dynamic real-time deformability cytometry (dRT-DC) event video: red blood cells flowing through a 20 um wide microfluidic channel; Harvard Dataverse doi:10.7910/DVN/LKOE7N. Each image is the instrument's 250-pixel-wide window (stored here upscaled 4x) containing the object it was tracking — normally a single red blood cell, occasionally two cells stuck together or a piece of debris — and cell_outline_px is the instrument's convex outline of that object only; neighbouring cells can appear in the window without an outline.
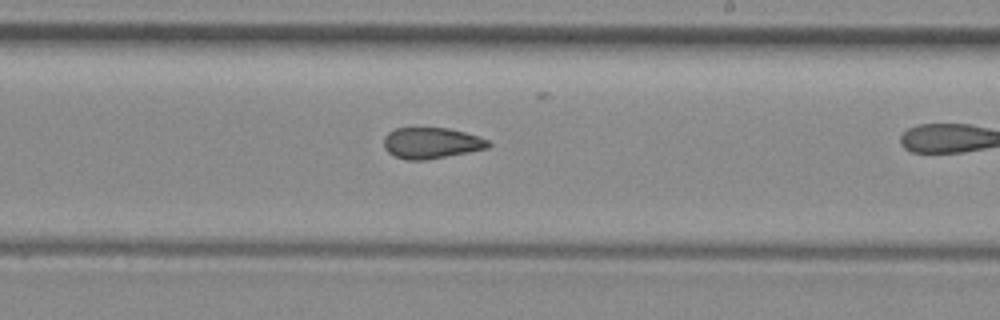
{"species": "common noctule bat (a hibernating species)", "species_latin": "Nyctalus noctula", "temperature_condition": "room temperature", "stored_images_in_passage": 16, "camera_frame_rate_fps": 3000, "um_per_image_px": 0.085, "animal": {"sex": "female", "body_mass_g": 29.2, "forearm_length_mm": 56.3}, "frame": {"image": 1, "passage_image": 12, "time_ms": 3.667, "image_size_px": [1000, 320], "cell_outline_px": [[492, 144], [488, 148], [468, 152], [424, 160], [408, 160], [396, 156], [388, 152], [384, 148], [384, 136], [388, 132], [396, 128], [448, 128], [464, 132], [488, 140]], "centroid_in_image_um": [36.65, 12.15], "position_along_channel_um": 252.4, "area_um2": 18.73}}